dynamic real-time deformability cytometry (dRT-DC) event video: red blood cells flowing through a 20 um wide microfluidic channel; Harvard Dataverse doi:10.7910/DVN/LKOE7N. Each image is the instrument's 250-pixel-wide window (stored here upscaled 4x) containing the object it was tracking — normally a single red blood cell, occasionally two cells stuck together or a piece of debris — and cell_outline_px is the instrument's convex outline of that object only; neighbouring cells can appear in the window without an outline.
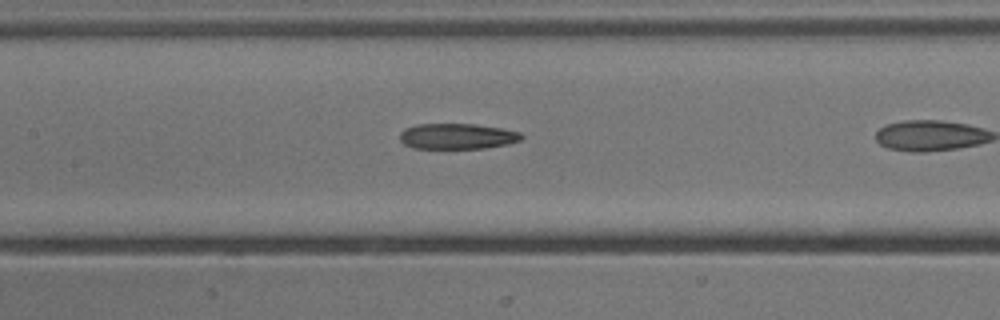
{"species": "common noctule bat (a hibernating species)", "species_latin": "Nyctalus noctula", "temperature_condition": "cold", "stored_images_in_passage": 18, "camera_frame_rate_fps": 3000, "um_per_image_px": 0.085, "animal": {"sex": "male", "body_mass_g": 13.3}, "frame": {"image": 1, "passage_image": 11, "time_ms": 3.333, "image_size_px": [1000, 320], "cell_outline_px": [[524, 136], [520, 140], [504, 144], [484, 148], [412, 148], [404, 144], [400, 140], [400, 132], [404, 128], [416, 124], [476, 124], [504, 128], [520, 132]], "centroid_in_image_um": [38.84, 11.57], "position_along_channel_um": 168.6, "area_um2": 18.21}}